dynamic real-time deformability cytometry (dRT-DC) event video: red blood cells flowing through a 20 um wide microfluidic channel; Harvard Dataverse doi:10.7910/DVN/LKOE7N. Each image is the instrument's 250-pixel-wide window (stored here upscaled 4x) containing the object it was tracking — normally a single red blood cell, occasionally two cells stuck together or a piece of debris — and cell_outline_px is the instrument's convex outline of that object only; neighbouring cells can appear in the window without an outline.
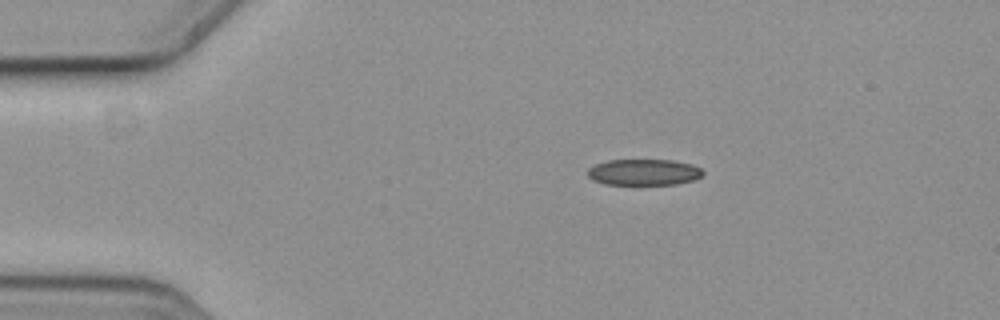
{"species": "common noctule bat (a hibernating species)", "species_latin": "Nyctalus noctula", "temperature_condition": "cold", "stored_images_in_passage": 3, "camera_frame_rate_fps": 3000, "um_per_image_px": 0.085, "animal": {"sex": "female", "body_mass_g": 19.3, "forearm_length_mm": 54.1}, "frame": {"image": 1, "passage_image": 1, "time_ms": 0.0, "image_size_px": [1000, 320], "cell_outline_px": [[704, 172], [700, 176], [692, 180], [676, 184], [608, 184], [592, 180], [588, 176], [588, 168], [596, 164], [608, 160], [672, 160], [692, 164], [700, 168]], "centroid_in_image_um": [54.71, 14.63], "position_along_channel_um": 30.3, "area_um2": 17.4}}